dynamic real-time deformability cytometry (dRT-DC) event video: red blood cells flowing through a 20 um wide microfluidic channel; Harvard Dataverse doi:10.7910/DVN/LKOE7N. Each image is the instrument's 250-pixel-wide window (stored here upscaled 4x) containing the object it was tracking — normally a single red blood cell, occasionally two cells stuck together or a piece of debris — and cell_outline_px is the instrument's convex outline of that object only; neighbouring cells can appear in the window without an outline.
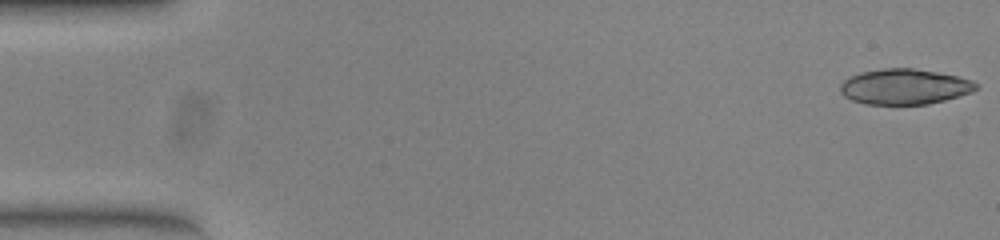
{"species": "common noctule bat (a hibernating species)", "species_latin": "Nyctalus noctula", "temperature_condition": "warm", "stored_images_in_passage": 51, "camera_frame_rate_fps": 3000, "um_per_image_px": 0.085, "animal": {"sex": "female", "body_mass_g": 23.0, "forearm_length_mm": 53.4}, "frame": {"image": 1, "passage_image": 1, "time_ms": 0.0, "image_size_px": [1000, 240], "cell_outline_px": [[976, 88], [972, 92], [944, 100], [928, 104], [864, 104], [852, 100], [844, 96], [840, 92], [840, 84], [848, 76], [860, 72], [884, 68], [912, 68], [936, 72], [956, 76], [972, 80], [976, 84]], "centroid_in_image_um": [76.83, 7.36], "position_along_channel_um": 8.2, "area_um2": 27.98}}
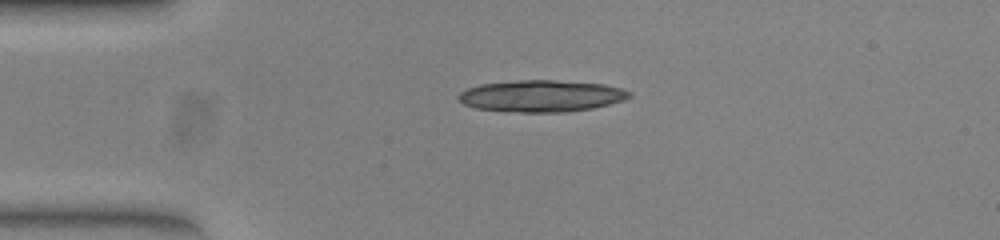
{"frame": {"image": 2, "passage_image": 12, "time_ms": 3.667, "image_size_px": [1000, 240], "cell_outline_px": [[632, 96], [624, 100], [592, 108], [564, 112], [520, 112], [476, 108], [464, 104], [456, 96], [460, 92], [468, 88], [480, 84], [516, 80], [552, 80], [604, 84], [620, 88], [632, 92]], "centroid_in_image_um": [46.02, 8.15], "position_along_channel_um": 39.0, "area_um2": 31.44}, "authors_computed_cell_mechanics": {"area_um2": 28.3798, "velocity_mm_per_s": 3.9226, "shape_relaxation_time_tau1_ms": 1.8729, "shape_relaxation_time_tau2_ms": 2.2781, "deformation_change_tau1": 0.299, "deformation_change_tau2": 0.0951}}